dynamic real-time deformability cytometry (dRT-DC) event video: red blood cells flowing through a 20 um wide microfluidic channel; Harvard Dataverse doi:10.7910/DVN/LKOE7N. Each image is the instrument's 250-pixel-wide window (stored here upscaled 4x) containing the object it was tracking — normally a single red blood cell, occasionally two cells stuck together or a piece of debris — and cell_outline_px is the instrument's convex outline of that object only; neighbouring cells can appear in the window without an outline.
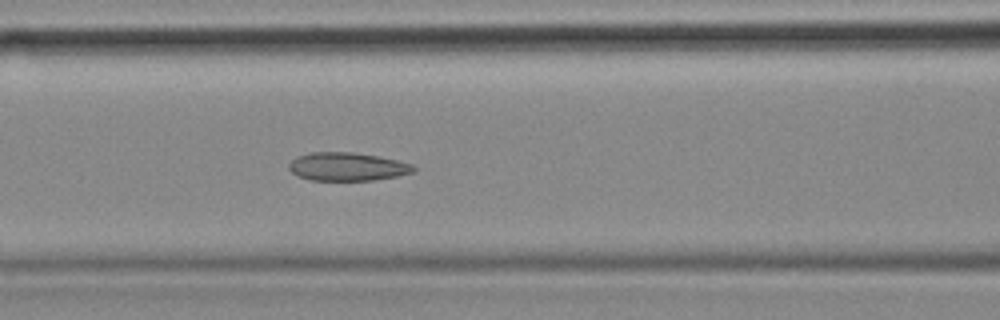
{"species": "common noctule bat (a hibernating species)", "species_latin": "Nyctalus noctula", "temperature_condition": "cold", "stored_images_in_passage": 48, "camera_frame_rate_fps": 3000, "um_per_image_px": 0.085, "animal": {"sex": "female", "body_mass_g": 18.4}, "frame": {"image": 1, "passage_image": 21, "time_ms": 6.667, "image_size_px": [1000, 320], "cell_outline_px": [[416, 172], [396, 176], [372, 180], [308, 180], [296, 176], [288, 168], [288, 164], [296, 156], [312, 152], [352, 152], [376, 156], [396, 160], [412, 164], [416, 168]], "centroid_in_image_um": [29.49, 14.17], "position_along_channel_um": 137.1, "area_um2": 20.58}}
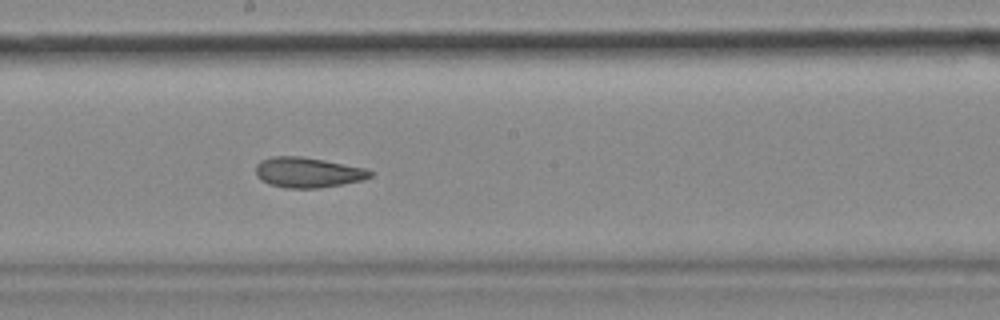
{"frame": {"image": 2, "passage_image": 28, "time_ms": 9.0, "image_size_px": [1000, 320], "cell_outline_px": [[372, 176], [364, 180], [316, 188], [284, 188], [268, 184], [260, 180], [256, 176], [256, 164], [260, 160], [272, 156], [300, 156], [324, 160], [364, 168], [372, 172]], "centroid_in_image_um": [26.11, 14.65], "position_along_channel_um": 222.1, "area_um2": 20.17}, "authors_computed_cell_mechanics": {"area_um2": 21.1259, "velocity_mm_per_s": 3.6611, "shape_relaxation_time_tau1_ms": null, "shape_relaxation_time_tau2_ms": 2.2907, "deformation_change_tau1": null, "deformation_change_tau2": 0.0896}}